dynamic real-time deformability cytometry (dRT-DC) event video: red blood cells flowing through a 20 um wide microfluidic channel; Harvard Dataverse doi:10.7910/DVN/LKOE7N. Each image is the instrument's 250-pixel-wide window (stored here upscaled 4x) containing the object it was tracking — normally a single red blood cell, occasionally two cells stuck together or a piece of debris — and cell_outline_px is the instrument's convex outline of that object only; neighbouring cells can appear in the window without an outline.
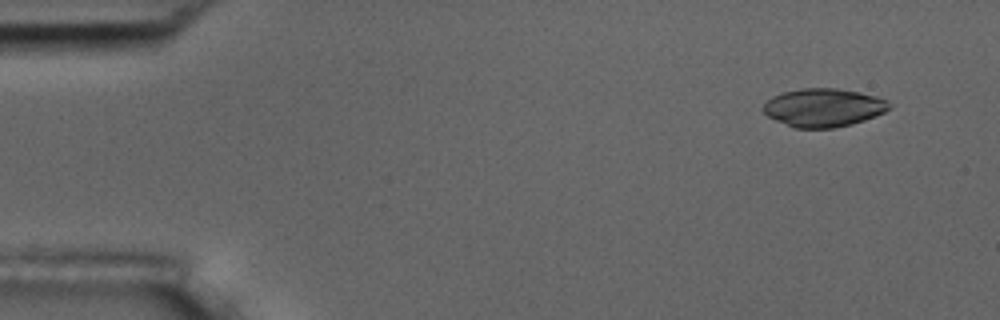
{"species": "common noctule bat (a hibernating species)", "species_latin": "Nyctalus noctula", "temperature_condition": "room temperature", "stored_images_in_passage": 5, "camera_frame_rate_fps": 3000, "um_per_image_px": 0.085, "animal": {"sex": "male", "body_mass_g": 17.5, "forearm_length_mm": 52.3}, "frame": {"image": 1, "passage_image": 1, "time_ms": 0.0, "image_size_px": [1000, 320], "cell_outline_px": [[892, 108], [876, 116], [852, 124], [832, 128], [796, 128], [776, 120], [768, 116], [760, 108], [772, 96], [780, 92], [800, 88], [836, 88], [876, 96], [888, 100], [892, 104]], "centroid_in_image_um": [70.0, 9.14], "position_along_channel_um": 15.0, "area_um2": 28.26}}
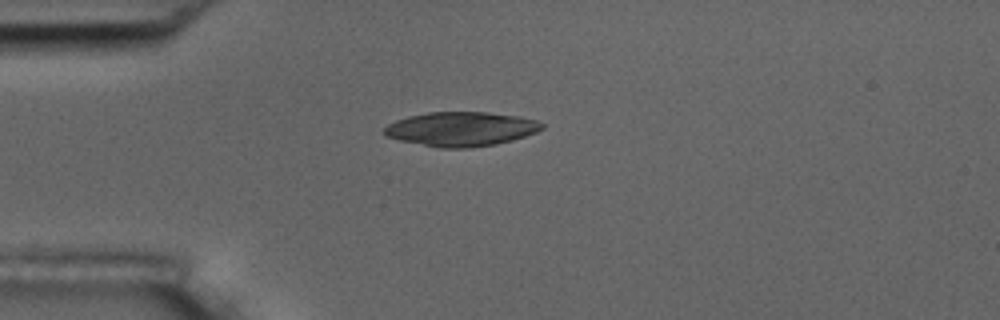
{"frame": {"image": 2, "passage_image": 4, "time_ms": 3.333, "image_size_px": [1000, 320], "cell_outline_px": [[544, 128], [536, 132], [512, 140], [496, 144], [468, 148], [440, 148], [400, 140], [384, 136], [384, 128], [388, 124], [396, 120], [408, 116], [428, 112], [488, 112], [520, 116], [536, 120], [544, 124]], "centroid_in_image_um": [39.19, 10.96], "position_along_channel_um": 45.8, "area_um2": 31.56}}